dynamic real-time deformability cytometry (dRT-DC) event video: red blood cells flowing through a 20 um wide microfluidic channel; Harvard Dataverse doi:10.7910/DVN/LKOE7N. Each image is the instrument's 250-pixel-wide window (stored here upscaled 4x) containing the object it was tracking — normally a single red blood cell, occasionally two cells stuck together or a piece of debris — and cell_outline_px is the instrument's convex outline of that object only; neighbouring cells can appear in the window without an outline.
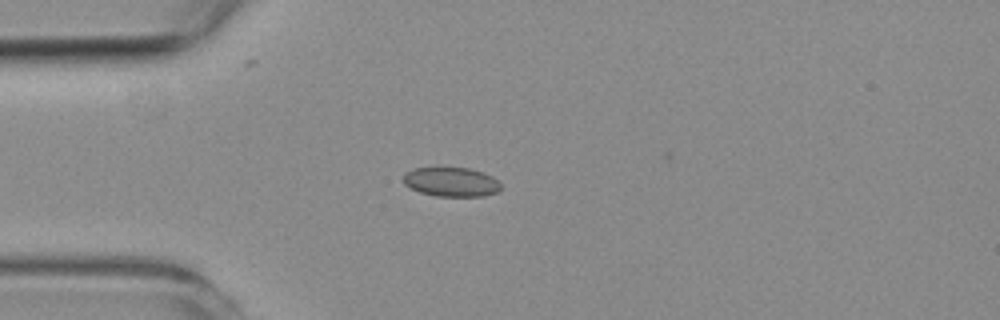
{"species": "common noctule bat (a hibernating species)", "species_latin": "Nyctalus noctula", "temperature_condition": "room temperature", "stored_images_in_passage": 41, "camera_frame_rate_fps": 3000, "um_per_image_px": 0.085, "animal": {"sex": "female", "body_mass_g": 19.3, "forearm_length_mm": 54.1}, "frame": {"image": 1, "passage_image": 1, "time_ms": 0.0, "image_size_px": [1000, 320], "cell_outline_px": [[500, 188], [496, 192], [484, 196], [436, 196], [420, 192], [404, 184], [404, 176], [412, 168], [468, 168], [484, 172], [492, 176], [500, 184]], "centroid_in_image_um": [38.37, 15.46], "position_along_channel_um": 46.6, "area_um2": 16.42}}
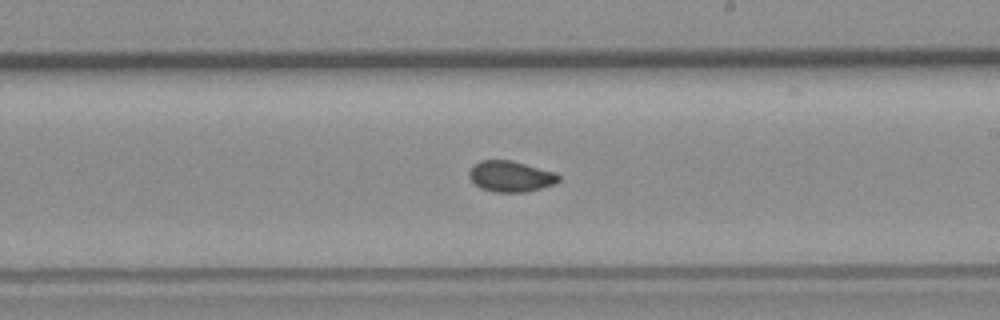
{"frame": {"image": 2, "passage_image": 18, "time_ms": 5.667, "image_size_px": [1000, 320], "cell_outline_px": [[560, 180], [556, 184], [524, 192], [496, 192], [480, 188], [468, 176], [468, 172], [472, 164], [480, 160], [512, 160], [556, 172], [560, 176]], "centroid_in_image_um": [43.41, 14.98], "position_along_channel_um": 245.6, "area_um2": 16.3}}
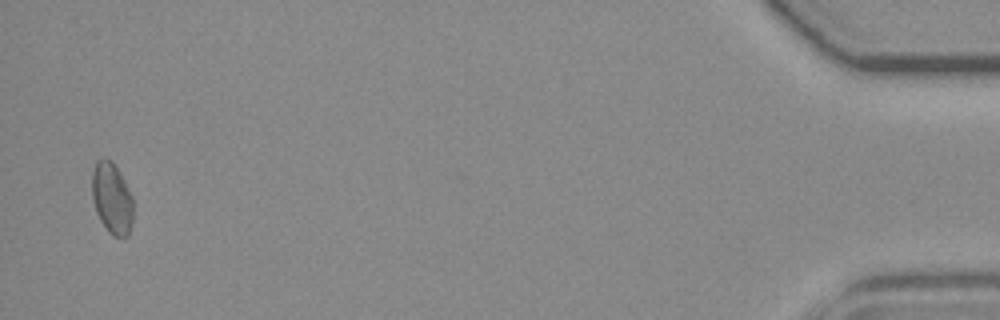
{"frame": {"image": 3, "passage_image": 40, "time_ms": 13.0, "image_size_px": [1000, 320], "cell_outline_px": [[132, 220], [128, 236], [120, 240], [112, 236], [108, 232], [100, 220], [96, 212], [92, 196], [92, 172], [96, 160], [104, 156], [112, 160], [124, 180], [132, 196]], "centroid_in_image_um": [9.5, 16.86], "position_along_channel_um": 425.7, "area_um2": 17.4}, "authors_computed_cell_mechanics": {"area_um2": 16.3574, "velocity_mm_per_s": 3.7541, "shape_relaxation_time_tau1_ms": null, "shape_relaxation_time_tau2_ms": 1.0932, "deformation_change_tau1": null, "deformation_change_tau2": 0.0451}}